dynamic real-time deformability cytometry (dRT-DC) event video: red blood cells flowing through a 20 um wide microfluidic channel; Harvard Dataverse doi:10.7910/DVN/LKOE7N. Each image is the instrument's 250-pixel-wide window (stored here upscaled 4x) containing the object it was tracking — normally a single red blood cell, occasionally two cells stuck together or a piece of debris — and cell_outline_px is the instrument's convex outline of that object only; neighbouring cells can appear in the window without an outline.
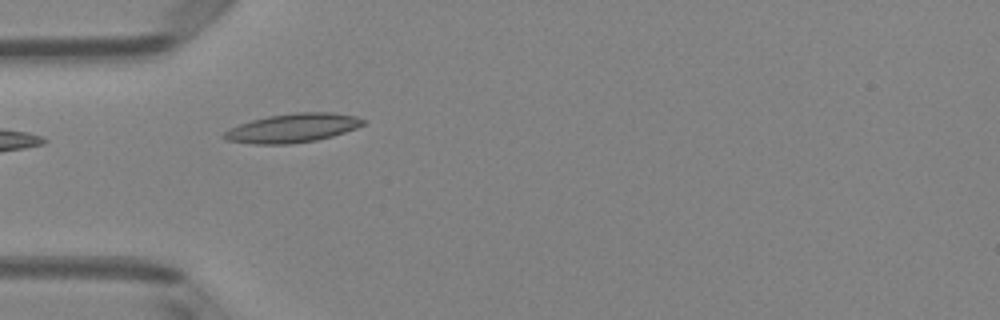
{"species": "Egyptian fruit bat (a non-hibernating species)", "species_latin": "Rousettus aegyptiacus", "temperature_condition": "room temperature", "stored_images_in_passage": 5, "camera_frame_rate_fps": 3000, "um_per_image_px": 0.085, "animal": {"sex": "female"}, "frame": {"image": 1, "passage_image": 3, "time_ms": 0.667, "image_size_px": [1000, 320], "cell_outline_px": [[364, 124], [356, 128], [332, 136], [316, 140], [292, 144], [252, 144], [224, 140], [220, 136], [228, 128], [252, 120], [268, 116], [296, 112], [332, 112], [356, 116], [364, 120]], "centroid_in_image_um": [24.82, 10.89], "position_along_channel_um": 60.2, "area_um2": 23.52}}
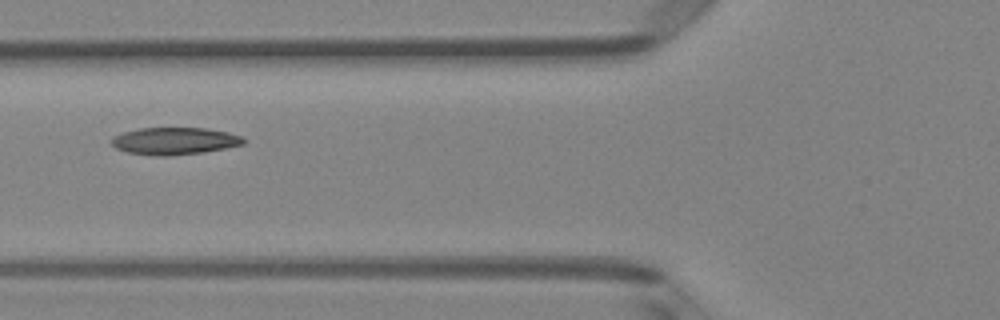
{"frame": {"image": 2, "passage_image": 4, "time_ms": 1.0, "image_size_px": [1000, 320], "cell_outline_px": [[248, 140], [244, 144], [204, 152], [168, 156], [156, 156], [128, 152], [116, 148], [112, 144], [112, 136], [124, 132], [140, 128], [204, 128], [228, 132], [244, 136]], "centroid_in_image_um": [14.88, 11.98], "position_along_channel_um": 110.9, "area_um2": 20.98}}
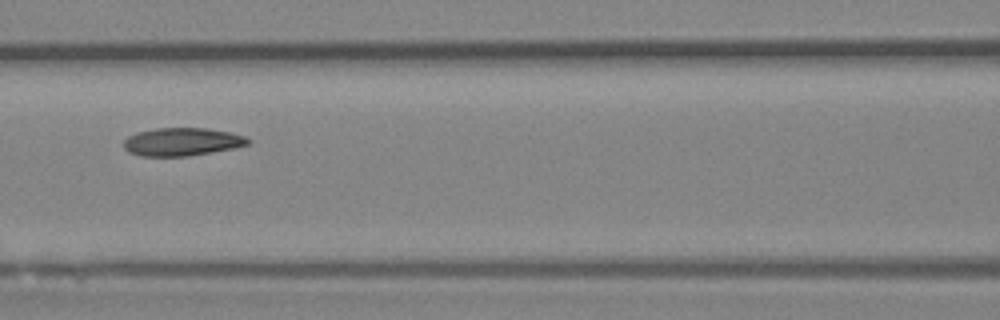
{"frame": {"image": 3, "passage_image": 5, "time_ms": 1.333, "image_size_px": [1000, 320], "cell_outline_px": [[248, 144], [232, 148], [212, 152], [188, 156], [140, 156], [128, 152], [124, 148], [124, 140], [128, 136], [136, 132], [156, 128], [208, 128], [228, 132], [244, 136], [248, 140]], "centroid_in_image_um": [15.41, 12.05], "position_along_channel_um": 151.2, "area_um2": 20.17}}